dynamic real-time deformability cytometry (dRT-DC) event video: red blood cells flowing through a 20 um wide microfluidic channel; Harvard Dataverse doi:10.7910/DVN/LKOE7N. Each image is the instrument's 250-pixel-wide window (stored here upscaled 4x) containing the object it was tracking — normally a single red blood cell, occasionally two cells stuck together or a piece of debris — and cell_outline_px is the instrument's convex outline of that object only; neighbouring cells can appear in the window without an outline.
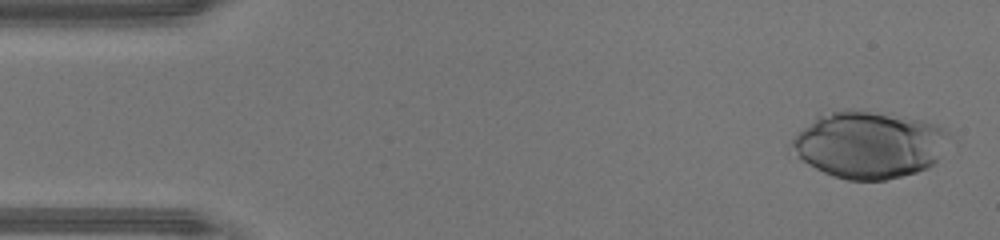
{"species": "human", "species_latin": "Homo sapiens", "temperature_condition": "warm", "stored_images_in_passage": 47, "camera_frame_rate_fps": 3000, "um_per_image_px": 0.085, "donor": {"sex": "male"}, "frame": {"image": 1, "passage_image": 2, "time_ms": 0.333, "image_size_px": [1000, 240], "cell_outline_px": [[948, 136], [936, 164], [928, 168], [916, 172], [884, 180], [848, 180], [832, 176], [800, 160], [788, 148], [788, 144], [816, 116], [848, 108], [852, 108], [904, 116], [924, 120], [936, 124], [948, 132]], "centroid_in_image_um": [73.84, 12.29], "position_along_channel_um": 11.2, "area_um2": 61.5}}
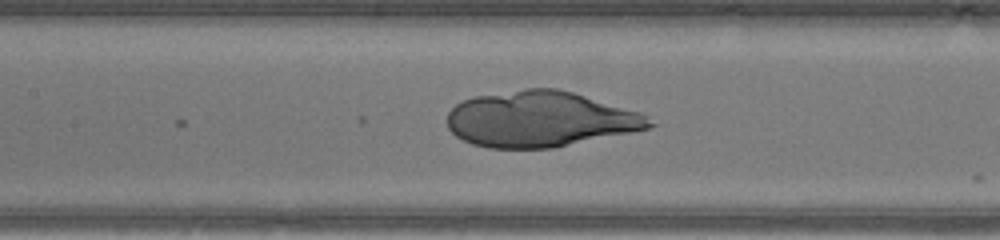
{"frame": {"image": 2, "passage_image": 21, "time_ms": 6.667, "image_size_px": [1000, 240], "cell_outline_px": [[660, 124], [648, 128], [632, 132], [552, 148], [488, 148], [472, 144], [456, 136], [448, 128], [448, 112], [456, 104], [464, 100], [476, 96], [524, 88], [560, 88], [640, 112], [648, 116]], "centroid_in_image_um": [45.95, 10.12], "position_along_channel_um": 161.5, "area_um2": 65.78}}
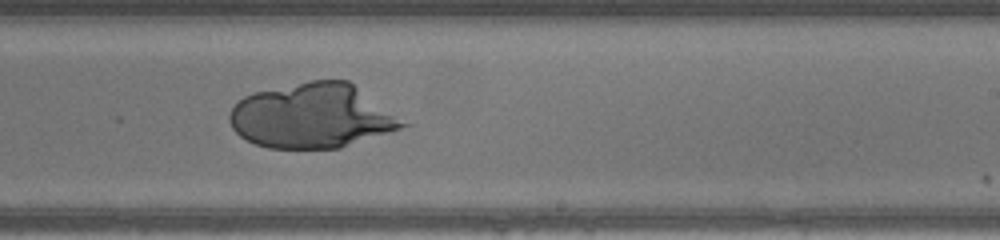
{"frame": {"image": 3, "passage_image": 28, "time_ms": 9.0, "image_size_px": [1000, 240], "cell_outline_px": [[412, 124], [340, 148], [268, 148], [256, 144], [240, 136], [232, 128], [228, 120], [228, 112], [244, 96], [252, 92], [308, 80], [348, 80]], "centroid_in_image_um": [26.53, 9.84], "position_along_channel_um": 262.5, "area_um2": 65.26}}